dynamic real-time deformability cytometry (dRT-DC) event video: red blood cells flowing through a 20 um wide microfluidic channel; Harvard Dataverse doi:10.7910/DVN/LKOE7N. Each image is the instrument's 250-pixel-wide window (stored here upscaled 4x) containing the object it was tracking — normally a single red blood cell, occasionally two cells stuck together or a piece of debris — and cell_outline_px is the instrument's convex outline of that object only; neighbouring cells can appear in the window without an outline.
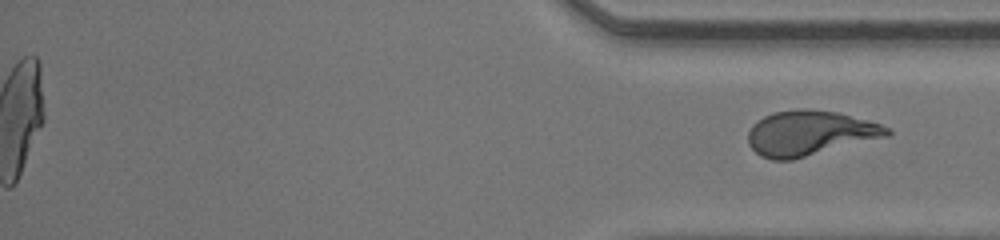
{"species": "human", "species_latin": "Homo sapiens", "temperature_condition": "room temperature", "stored_images_in_passage": 43, "segment_of_instrument_passage": [2, 2], "camera_frame_rate_fps": 3000, "um_per_image_px": 0.085, "donor": {"sex": "male"}, "frame": {"image": 1, "passage_image": 43, "time_ms": 14.0, "image_size_px": [1000, 240], "cell_outline_px": [[892, 132], [888, 136], [792, 160], [772, 160], [760, 156], [748, 144], [748, 132], [752, 124], [764, 116], [772, 112], [796, 108], [804, 108], [836, 112], [868, 120], [880, 124], [888, 128]], "centroid_in_image_um": [68.79, 11.31], "position_along_channel_um": 366.4, "area_um2": 36.47}}